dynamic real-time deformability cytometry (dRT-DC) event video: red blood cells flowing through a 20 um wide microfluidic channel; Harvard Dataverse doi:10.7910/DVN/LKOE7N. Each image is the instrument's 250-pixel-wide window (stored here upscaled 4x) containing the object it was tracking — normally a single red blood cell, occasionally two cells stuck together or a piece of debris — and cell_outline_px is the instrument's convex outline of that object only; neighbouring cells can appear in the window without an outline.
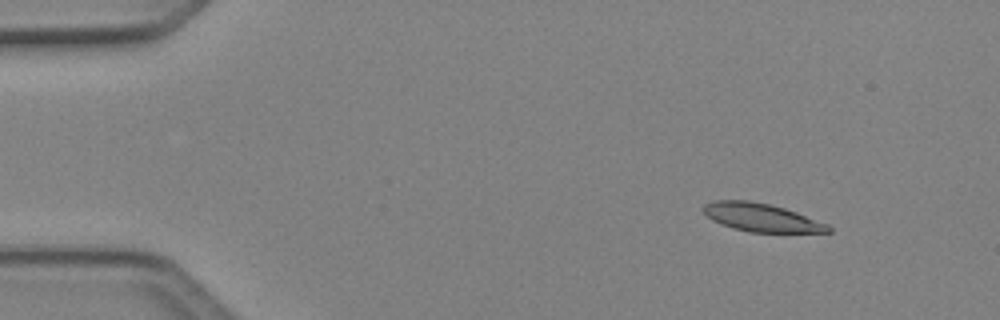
{"species": "Egyptian fruit bat (a non-hibernating species)", "species_latin": "Rousettus aegyptiacus", "temperature_condition": "cold", "stored_images_in_passage": 5, "camera_frame_rate_fps": 3000, "um_per_image_px": 0.085, "animal": {"sex": "female"}, "frame": {"image": 1, "passage_image": 2, "time_ms": 0.333, "image_size_px": [1000, 320], "cell_outline_px": [[832, 232], [748, 232], [732, 228], [712, 220], [700, 208], [704, 204], [716, 200], [748, 200], [768, 204], [784, 208], [796, 212], [828, 224], [832, 228]], "centroid_in_image_um": [64.7, 18.49], "position_along_channel_um": 20.3, "area_um2": 20.46}}
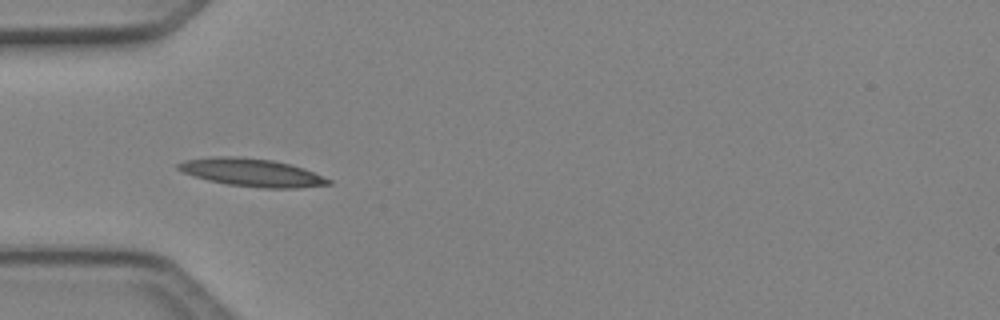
{"frame": {"image": 2, "passage_image": 5, "time_ms": 1.333, "image_size_px": [1000, 320], "cell_outline_px": [[332, 184], [300, 188], [260, 188], [228, 184], [208, 180], [184, 172], [176, 168], [176, 164], [184, 160], [212, 156], [240, 156], [272, 160], [292, 164], [304, 168], [332, 180]], "centroid_in_image_um": [21.43, 14.65], "position_along_channel_um": 63.6, "area_um2": 24.57}}